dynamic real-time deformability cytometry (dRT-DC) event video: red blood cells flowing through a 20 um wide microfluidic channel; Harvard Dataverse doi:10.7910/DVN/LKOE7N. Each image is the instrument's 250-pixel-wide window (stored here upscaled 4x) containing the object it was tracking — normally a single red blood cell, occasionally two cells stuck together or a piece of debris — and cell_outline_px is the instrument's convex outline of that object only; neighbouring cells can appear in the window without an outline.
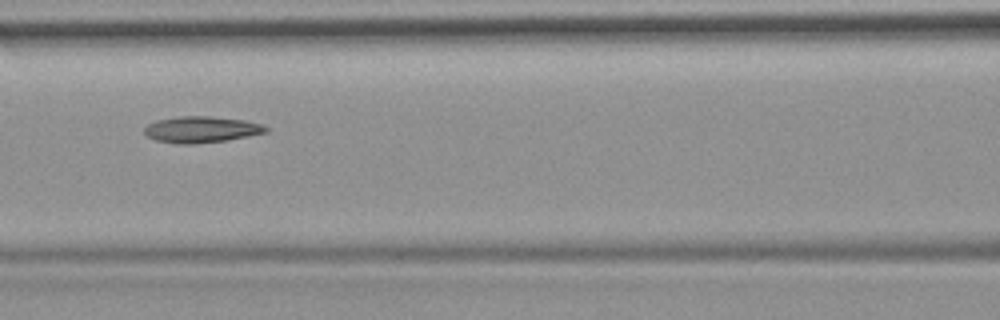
{"species": "common noctule bat (a hibernating species)", "species_latin": "Nyctalus noctula", "temperature_condition": "room temperature", "stored_images_in_passage": 6, "camera_frame_rate_fps": 3000, "um_per_image_px": 0.085, "animal": {"sex": "female", "body_mass_g": 19.9}, "frame": {"image": 1, "passage_image": 6, "time_ms": 5.667, "image_size_px": [1000, 320], "cell_outline_px": [[268, 132], [224, 140], [192, 144], [180, 144], [156, 140], [148, 136], [144, 132], [144, 128], [148, 124], [156, 120], [176, 116], [208, 116], [244, 120], [264, 124], [268, 128]], "centroid_in_image_um": [17.1, 10.99], "position_along_channel_um": 149.5, "area_um2": 18.5}}